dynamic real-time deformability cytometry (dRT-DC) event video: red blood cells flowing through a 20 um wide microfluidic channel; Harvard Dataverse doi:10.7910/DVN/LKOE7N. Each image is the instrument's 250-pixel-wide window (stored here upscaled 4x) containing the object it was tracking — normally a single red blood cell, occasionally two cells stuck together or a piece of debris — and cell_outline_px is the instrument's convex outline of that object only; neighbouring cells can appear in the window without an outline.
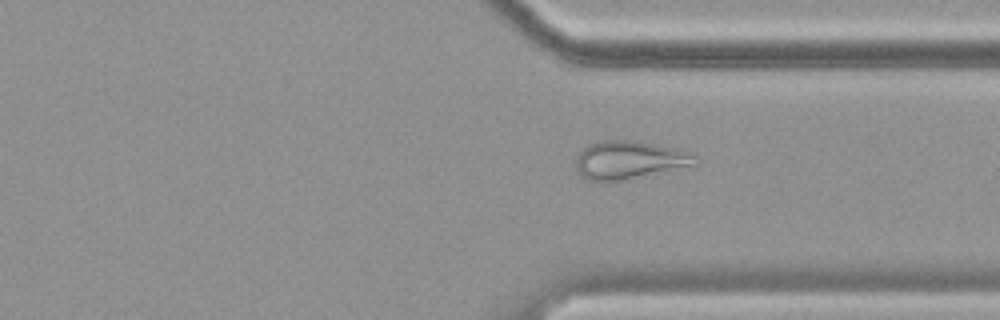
{"species": "common noctule bat (a hibernating species)", "species_latin": "Nyctalus noctula", "temperature_condition": "cold", "stored_images_in_passage": 44, "camera_frame_rate_fps": 3000, "um_per_image_px": 0.085, "animal": {"sex": "female", "body_mass_g": 19.9}, "frame": {"image": 1, "passage_image": 30, "time_ms": 9.667, "image_size_px": [1000, 320], "cell_outline_px": [[700, 164], [624, 180], [604, 184], [600, 184], [588, 180], [580, 176], [576, 172], [576, 156], [588, 144], [604, 140], [632, 140], [680, 148], [692, 152], [700, 160]], "centroid_in_image_um": [53.5, 13.62], "position_along_channel_um": 357.9, "area_um2": 27.46}}
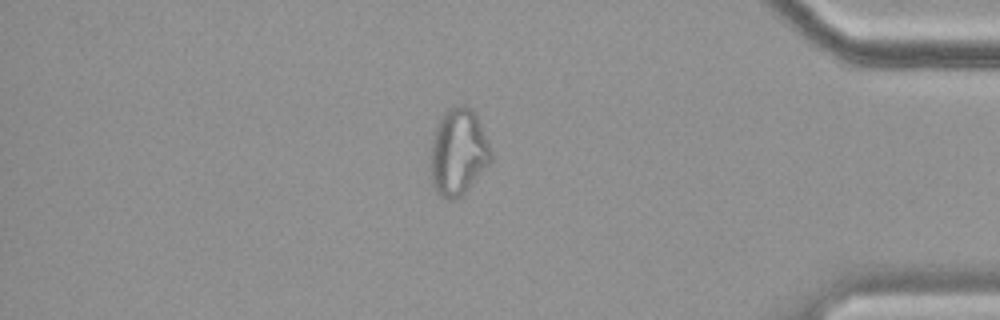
{"frame": {"image": 2, "passage_image": 36, "time_ms": 11.667, "image_size_px": [1000, 320], "cell_outline_px": [[492, 160], [468, 188], [460, 196], [452, 200], [440, 196], [436, 192], [432, 184], [432, 140], [436, 128], [444, 112], [448, 108], [456, 104], [468, 104], [472, 108], [492, 148]], "centroid_in_image_um": [38.98, 12.89], "position_along_channel_um": 396.2, "area_um2": 30.23}}
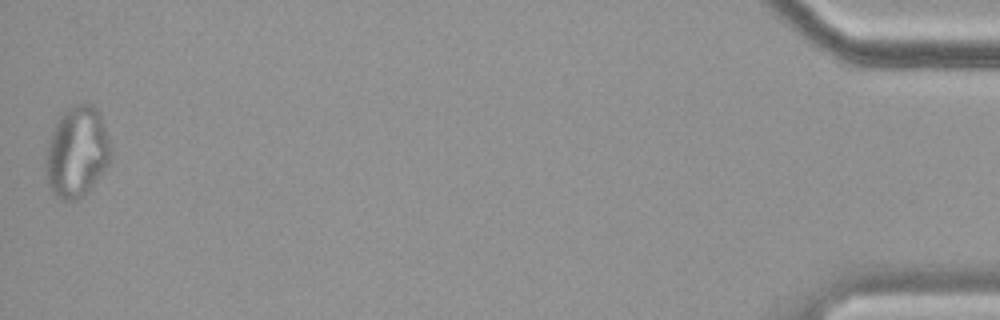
{"frame": {"image": 3, "passage_image": 44, "time_ms": 14.333, "image_size_px": [1000, 320], "cell_outline_px": [[112, 152], [108, 164], [88, 188], [76, 200], [60, 200], [52, 192], [48, 184], [48, 144], [52, 132], [60, 116], [68, 108], [76, 104], [92, 104], [100, 112], [108, 136]], "centroid_in_image_um": [6.57, 12.88], "position_along_channel_um": 428.6, "area_um2": 33.35}, "authors_computed_cell_mechanics": {"area_um2": 25.3164, "velocity_mm_per_s": 3.5245, "shape_relaxation_time_tau1_ms": null, "shape_relaxation_time_tau2_ms": 6.1579, "deformation_change_tau1": null, "deformation_change_tau2": 0.1532}}